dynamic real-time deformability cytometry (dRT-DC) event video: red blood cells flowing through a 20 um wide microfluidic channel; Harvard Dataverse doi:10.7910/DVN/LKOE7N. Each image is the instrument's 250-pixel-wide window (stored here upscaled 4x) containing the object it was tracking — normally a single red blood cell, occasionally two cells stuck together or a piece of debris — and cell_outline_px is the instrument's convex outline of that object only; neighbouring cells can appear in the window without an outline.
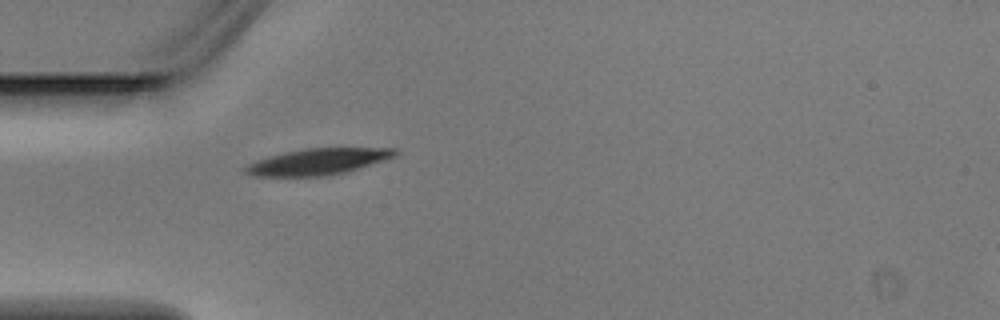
{"species": "Egyptian fruit bat (a non-hibernating species)", "species_latin": "Rousettus aegyptiacus", "temperature_condition": "warm", "stored_images_in_passage": 1, "camera_frame_rate_fps": 3000, "um_per_image_px": 0.085, "animal": {"sex": "male"}, "frame": {"image": 1, "passage_image": 1, "time_ms": 0.0, "image_size_px": [1000, 320], "cell_outline_px": [[400, 152], [396, 156], [384, 160], [344, 172], [324, 176], [252, 176], [244, 172], [244, 168], [248, 164], [268, 156], [284, 152], [304, 148], [396, 148]], "centroid_in_image_um": [27.02, 13.73], "position_along_channel_um": 58.0, "area_um2": 22.77}}